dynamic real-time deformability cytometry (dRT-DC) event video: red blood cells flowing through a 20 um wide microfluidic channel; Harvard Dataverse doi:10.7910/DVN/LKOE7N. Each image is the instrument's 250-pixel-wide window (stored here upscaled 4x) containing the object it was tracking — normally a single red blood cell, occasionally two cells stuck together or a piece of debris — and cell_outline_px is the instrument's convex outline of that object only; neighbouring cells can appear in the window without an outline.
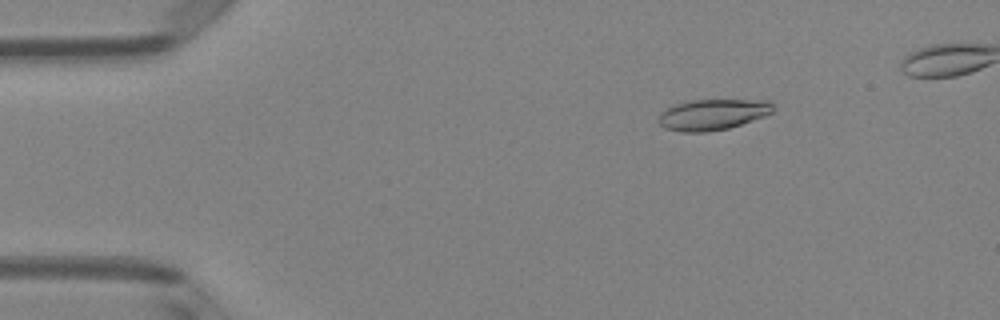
{"species": "Egyptian fruit bat (a non-hibernating species)", "species_latin": "Rousettus aegyptiacus", "temperature_condition": "room temperature", "stored_images_in_passage": 47, "camera_frame_rate_fps": 3000, "um_per_image_px": 0.085, "animal": {"sex": "female"}, "frame": {"image": 1, "passage_image": 8, "time_ms": 2.333, "image_size_px": [1000, 320], "cell_outline_px": [[772, 112], [764, 116], [728, 128], [708, 132], [680, 132], [664, 128], [656, 120], [660, 112], [672, 104], [688, 100], [768, 100], [772, 104]], "centroid_in_image_um": [60.48, 9.73], "position_along_channel_um": 24.5, "area_um2": 20.75}}
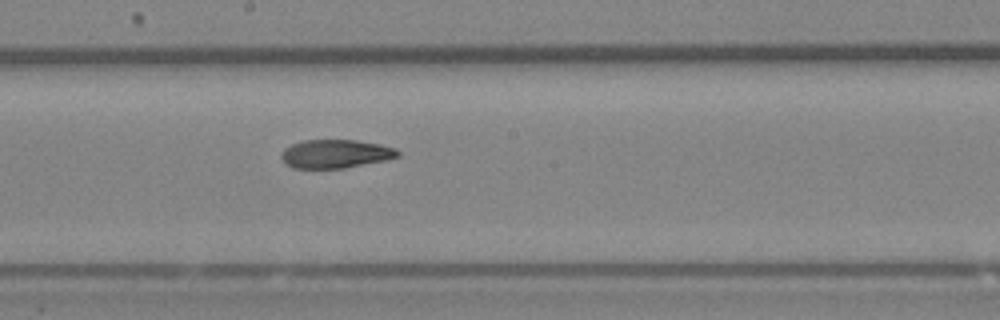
{"frame": {"image": 2, "passage_image": 28, "time_ms": 9.0, "image_size_px": [1000, 320], "cell_outline_px": [[400, 156], [388, 160], [344, 168], [292, 168], [284, 164], [280, 156], [284, 148], [292, 144], [304, 140], [356, 140], [380, 144], [396, 148], [400, 152]], "centroid_in_image_um": [28.53, 13.08], "position_along_channel_um": 219.7, "area_um2": 19.59}}
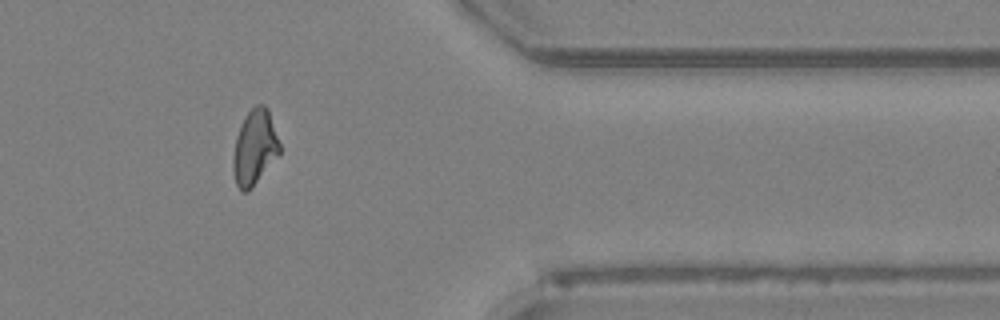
{"frame": {"image": 3, "passage_image": 42, "time_ms": 13.667, "image_size_px": [1000, 320], "cell_outline_px": [[280, 152], [252, 188], [248, 192], [240, 192], [236, 184], [232, 168], [232, 156], [236, 136], [240, 124], [244, 116], [256, 104], [264, 104], [268, 108], [280, 144]], "centroid_in_image_um": [21.61, 12.53], "position_along_channel_um": 389.8, "area_um2": 20.52}}